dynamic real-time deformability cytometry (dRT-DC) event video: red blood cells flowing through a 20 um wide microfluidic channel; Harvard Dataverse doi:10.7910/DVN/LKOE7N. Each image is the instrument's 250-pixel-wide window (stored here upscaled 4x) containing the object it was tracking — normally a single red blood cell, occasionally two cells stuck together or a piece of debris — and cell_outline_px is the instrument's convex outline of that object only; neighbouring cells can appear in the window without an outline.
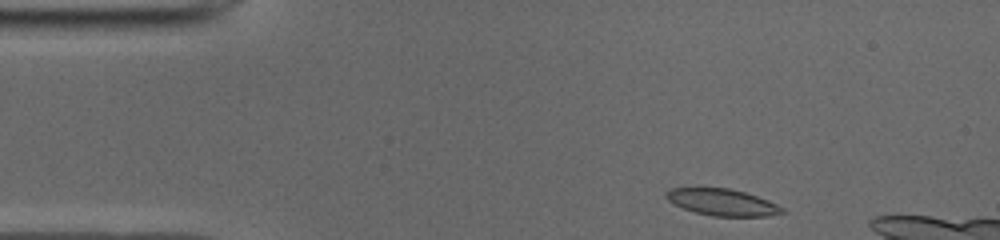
{"species": "common noctule bat (a hibernating species)", "species_latin": "Nyctalus noctula", "temperature_condition": "cold", "stored_images_in_passage": 39, "camera_frame_rate_fps": 3000, "um_per_image_px": 0.085, "animal": {"sex": "male", "body_mass_g": 19.0, "forearm_length_mm": 50.8}, "frame": {"image": 1, "passage_image": 1, "time_ms": 0.0, "image_size_px": [1000, 240], "cell_outline_px": [[788, 212], [768, 216], [712, 216], [696, 212], [684, 208], [668, 200], [664, 196], [664, 192], [668, 188], [728, 188], [744, 192], [768, 200], [784, 208]], "centroid_in_image_um": [61.4, 17.19], "position_along_channel_um": 23.6, "area_um2": 17.98}}
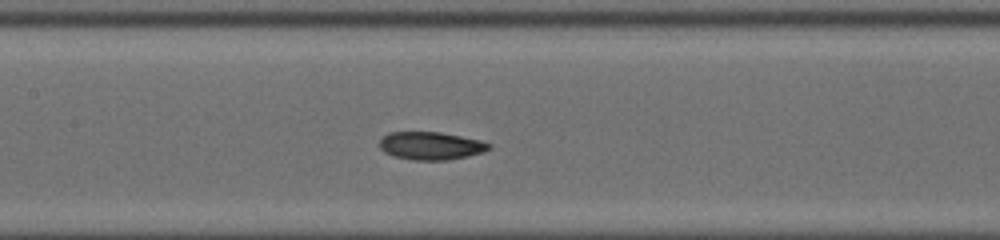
{"frame": {"image": 2, "passage_image": 17, "time_ms": 5.333, "image_size_px": [1000, 240], "cell_outline_px": [[492, 148], [484, 152], [468, 156], [448, 160], [412, 160], [392, 156], [384, 152], [380, 148], [380, 140], [388, 132], [440, 132], [480, 140], [492, 144]], "centroid_in_image_um": [36.64, 12.4], "position_along_channel_um": 170.8, "area_um2": 17.92}}
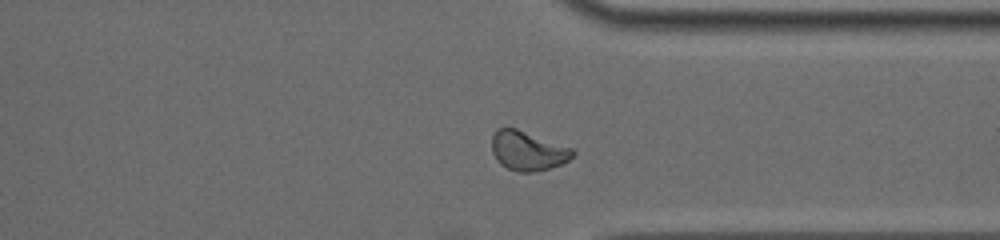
{"frame": {"image": 3, "passage_image": 32, "time_ms": 10.333, "image_size_px": [1000, 240], "cell_outline_px": [[576, 152], [568, 160], [560, 164], [536, 172], [520, 172], [508, 168], [500, 164], [496, 160], [492, 152], [492, 136], [496, 128], [516, 128], [572, 148]], "centroid_in_image_um": [44.83, 12.81], "position_along_channel_um": 366.6, "area_um2": 18.44}, "authors_computed_cell_mechanics": {"area_um2": 18.3226, "velocity_mm_per_s": 3.9284, "shape_relaxation_time_tau1_ms": 5.2771, "shape_relaxation_time_tau2_ms": 2.4862, "deformation_change_tau1": 0.1121, "deformation_change_tau2": 0.066}}